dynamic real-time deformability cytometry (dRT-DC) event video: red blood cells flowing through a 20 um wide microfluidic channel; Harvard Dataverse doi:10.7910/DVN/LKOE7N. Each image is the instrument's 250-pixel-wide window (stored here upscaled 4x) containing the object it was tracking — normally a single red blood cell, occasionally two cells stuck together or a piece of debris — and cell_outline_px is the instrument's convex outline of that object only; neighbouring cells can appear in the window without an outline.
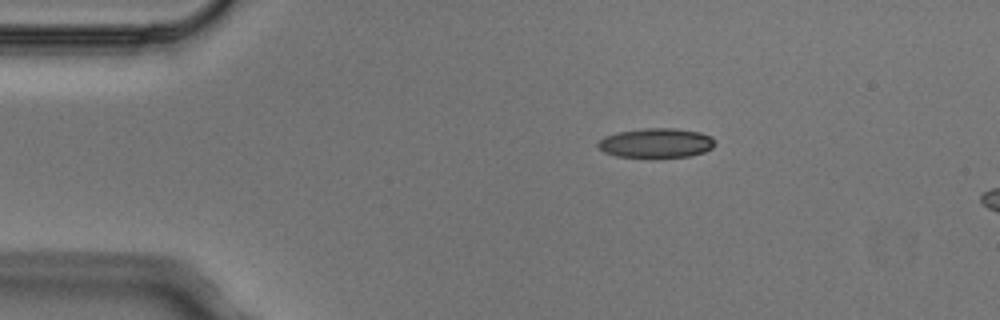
{"species": "Egyptian fruit bat (a non-hibernating species)", "species_latin": "Rousettus aegyptiacus", "temperature_condition": "cold", "stored_images_in_passage": 2, "camera_frame_rate_fps": 3000, "um_per_image_px": 0.085, "animal": {"sex": "male"}, "frame": {"image": 1, "passage_image": 1, "time_ms": 0.0, "image_size_px": [1000, 320], "cell_outline_px": [[716, 144], [712, 148], [704, 152], [688, 156], [652, 160], [616, 156], [604, 152], [596, 144], [604, 136], [616, 132], [640, 128], [676, 128], [700, 132], [712, 136], [716, 140]], "centroid_in_image_um": [55.78, 12.18], "position_along_channel_um": 29.2, "area_um2": 21.1}}